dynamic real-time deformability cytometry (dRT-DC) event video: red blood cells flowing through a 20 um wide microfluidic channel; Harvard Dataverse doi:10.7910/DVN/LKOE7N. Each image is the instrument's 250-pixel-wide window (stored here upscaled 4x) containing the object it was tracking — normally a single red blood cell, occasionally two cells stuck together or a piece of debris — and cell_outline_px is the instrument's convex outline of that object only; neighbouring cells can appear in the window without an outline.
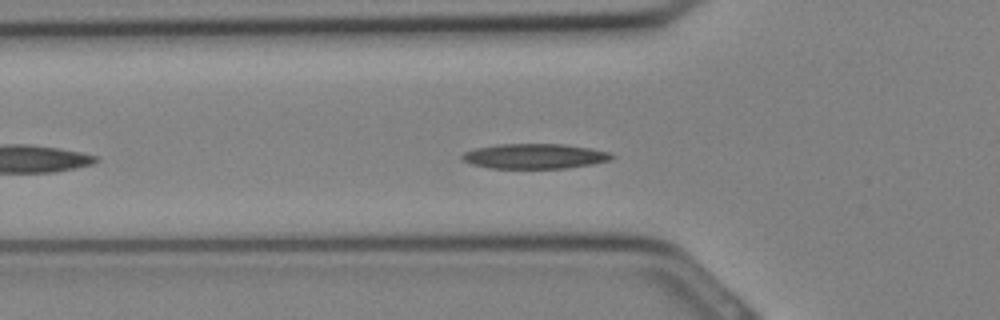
{"species": "Egyptian fruit bat (a non-hibernating species)", "species_latin": "Rousettus aegyptiacus", "temperature_condition": "cold", "stored_images_in_passage": 26, "camera_frame_rate_fps": 3000, "um_per_image_px": 0.085, "animal": {"sex": "female"}, "frame": {"image": 1, "passage_image": 4, "time_ms": 1.0, "image_size_px": [1000, 320], "cell_outline_px": [[616, 156], [612, 160], [592, 164], [568, 168], [492, 168], [472, 164], [464, 160], [460, 156], [464, 152], [476, 148], [500, 144], [564, 144], [592, 148], [608, 152]], "centroid_in_image_um": [45.5, 13.27], "position_along_channel_um": 80.3, "area_um2": 21.79}}
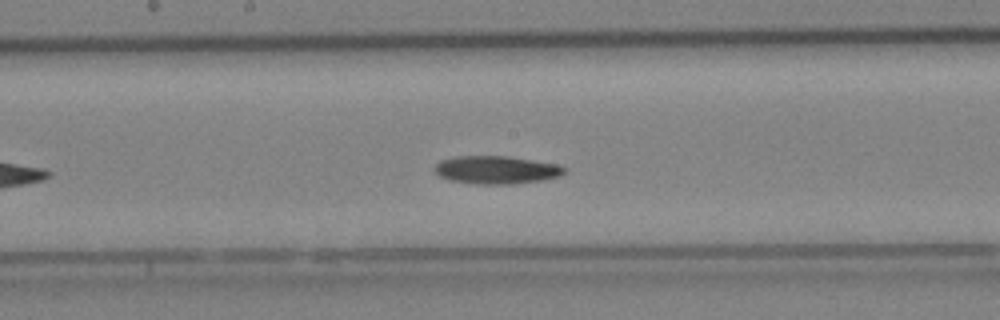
{"frame": {"image": 2, "passage_image": 10, "time_ms": 3.0, "image_size_px": [1000, 320], "cell_outline_px": [[568, 172], [560, 176], [540, 180], [512, 184], [476, 184], [448, 180], [440, 176], [432, 168], [440, 160], [456, 156], [508, 156], [556, 164], [568, 168]], "centroid_in_image_um": [42.18, 14.44], "position_along_channel_um": 206.0, "area_um2": 21.27}}
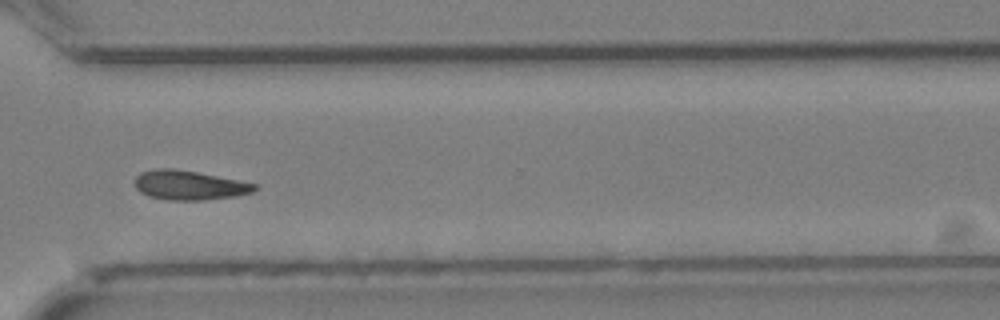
{"frame": {"image": 3, "passage_image": 17, "time_ms": 5.333, "image_size_px": [1000, 320], "cell_outline_px": [[260, 188], [252, 192], [236, 196], [204, 200], [164, 200], [148, 196], [140, 192], [136, 188], [136, 176], [140, 172], [156, 168], [172, 168], [196, 172], [240, 180], [256, 184]], "centroid_in_image_um": [16.09, 15.74], "position_along_channel_um": 354.5, "area_um2": 20.63}}